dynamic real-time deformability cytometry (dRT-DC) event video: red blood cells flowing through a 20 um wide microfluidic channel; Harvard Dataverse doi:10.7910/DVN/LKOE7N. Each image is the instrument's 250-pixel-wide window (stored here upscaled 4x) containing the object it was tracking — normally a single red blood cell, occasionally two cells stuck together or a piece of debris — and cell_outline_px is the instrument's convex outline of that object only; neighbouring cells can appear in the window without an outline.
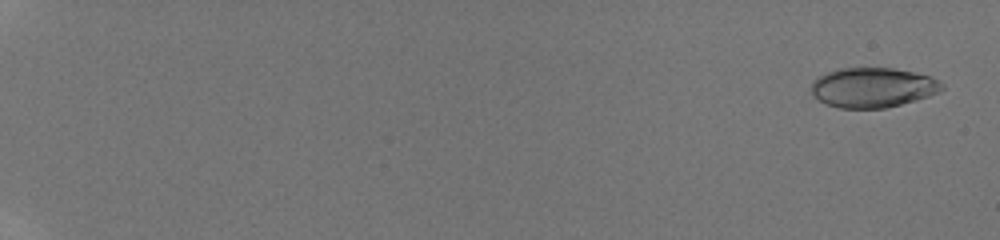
{"species": "human", "species_latin": "Homo sapiens", "temperature_condition": "room temperature", "stored_images_in_passage": 35, "camera_frame_rate_fps": 3000, "um_per_image_px": 0.085, "donor": {"sex": "male"}, "frame": {"image": 1, "passage_image": 2, "time_ms": 0.667, "image_size_px": [1000, 240], "cell_outline_px": [[944, 88], [940, 92], [916, 100], [884, 108], [840, 108], [828, 104], [820, 100], [812, 92], [812, 80], [828, 72], [840, 68], [892, 68], [912, 72], [928, 76], [944, 84]], "centroid_in_image_um": [74.2, 7.44], "position_along_channel_um": 10.8, "area_um2": 29.94}}
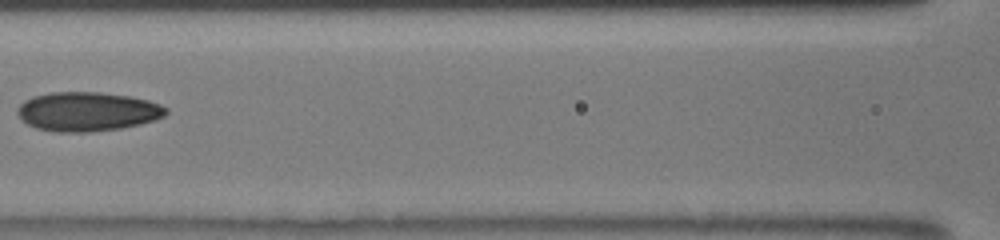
{"frame": {"image": 2, "passage_image": 15, "time_ms": 10.0, "image_size_px": [1000, 240], "cell_outline_px": [[168, 112], [164, 116], [156, 120], [140, 124], [120, 128], [88, 132], [56, 132], [36, 128], [20, 120], [16, 112], [16, 108], [24, 100], [32, 96], [52, 92], [100, 92], [128, 96], [148, 100], [160, 104], [168, 108]], "centroid_in_image_um": [7.4, 9.48], "position_along_channel_um": 159.2, "area_um2": 34.16}}
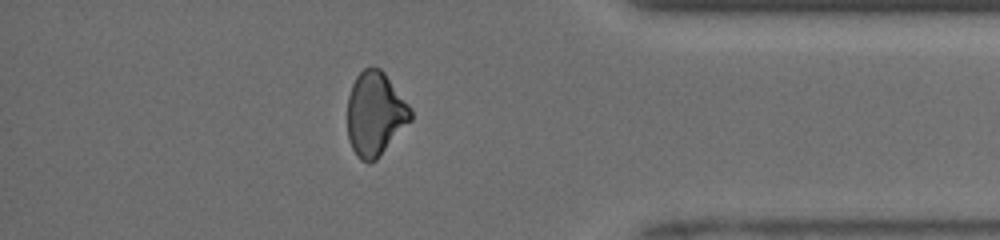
{"frame": {"image": 3, "passage_image": 31, "time_ms": 16.333, "image_size_px": [1000, 240], "cell_outline_px": [[412, 120], [376, 160], [368, 164], [360, 160], [356, 156], [352, 148], [348, 136], [348, 96], [352, 84], [356, 76], [364, 68], [380, 68], [384, 72], [412, 108]], "centroid_in_image_um": [31.9, 9.7], "position_along_channel_um": 403.3, "area_um2": 31.04}, "authors_computed_cell_mechanics": {"area_um2": 31.5588, "velocity_mm_per_s": 4.1059, "shape_relaxation_time_tau1_ms": 9.2716, "shape_relaxation_time_tau2_ms": 4.1626, "deformation_change_tau1": 0.1859, "deformation_change_tau2": 0.0981}}